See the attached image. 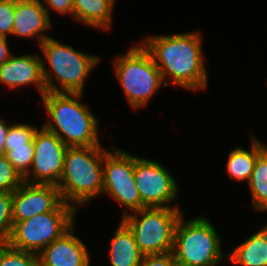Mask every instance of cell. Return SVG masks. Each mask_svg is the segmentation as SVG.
I'll list each match as a JSON object with an SVG mask.
<instances>
[{"instance_id":"cell-13","label":"cell","mask_w":267,"mask_h":266,"mask_svg":"<svg viewBox=\"0 0 267 266\" xmlns=\"http://www.w3.org/2000/svg\"><path fill=\"white\" fill-rule=\"evenodd\" d=\"M42 61L41 54L37 52L19 56L13 54L0 65V84L13 90L33 85L42 97L46 93Z\"/></svg>"},{"instance_id":"cell-2","label":"cell","mask_w":267,"mask_h":266,"mask_svg":"<svg viewBox=\"0 0 267 266\" xmlns=\"http://www.w3.org/2000/svg\"><path fill=\"white\" fill-rule=\"evenodd\" d=\"M83 93L46 92L41 103L49 118L43 127L56 134L68 147L100 146L99 121Z\"/></svg>"},{"instance_id":"cell-10","label":"cell","mask_w":267,"mask_h":266,"mask_svg":"<svg viewBox=\"0 0 267 266\" xmlns=\"http://www.w3.org/2000/svg\"><path fill=\"white\" fill-rule=\"evenodd\" d=\"M163 165L156 159L135 155L134 180L141 202L146 208H181L177 203L171 206L180 191L173 174Z\"/></svg>"},{"instance_id":"cell-30","label":"cell","mask_w":267,"mask_h":266,"mask_svg":"<svg viewBox=\"0 0 267 266\" xmlns=\"http://www.w3.org/2000/svg\"><path fill=\"white\" fill-rule=\"evenodd\" d=\"M9 126L10 122L8 123L5 118L0 116V155L3 154L4 151V142Z\"/></svg>"},{"instance_id":"cell-18","label":"cell","mask_w":267,"mask_h":266,"mask_svg":"<svg viewBox=\"0 0 267 266\" xmlns=\"http://www.w3.org/2000/svg\"><path fill=\"white\" fill-rule=\"evenodd\" d=\"M250 148L244 149L236 146L227 156L226 173L228 177L239 182H249L258 156L267 148V143L262 142L254 134H251Z\"/></svg>"},{"instance_id":"cell-19","label":"cell","mask_w":267,"mask_h":266,"mask_svg":"<svg viewBox=\"0 0 267 266\" xmlns=\"http://www.w3.org/2000/svg\"><path fill=\"white\" fill-rule=\"evenodd\" d=\"M229 251L227 263L240 266H267V223Z\"/></svg>"},{"instance_id":"cell-23","label":"cell","mask_w":267,"mask_h":266,"mask_svg":"<svg viewBox=\"0 0 267 266\" xmlns=\"http://www.w3.org/2000/svg\"><path fill=\"white\" fill-rule=\"evenodd\" d=\"M0 266H41L39 255L0 245Z\"/></svg>"},{"instance_id":"cell-6","label":"cell","mask_w":267,"mask_h":266,"mask_svg":"<svg viewBox=\"0 0 267 266\" xmlns=\"http://www.w3.org/2000/svg\"><path fill=\"white\" fill-rule=\"evenodd\" d=\"M113 58L115 78L134 111L149 105L161 85L166 87L161 72L140 42Z\"/></svg>"},{"instance_id":"cell-5","label":"cell","mask_w":267,"mask_h":266,"mask_svg":"<svg viewBox=\"0 0 267 266\" xmlns=\"http://www.w3.org/2000/svg\"><path fill=\"white\" fill-rule=\"evenodd\" d=\"M184 217L182 214L175 229L172 253L176 266H218L228 262L223 240L211 220L203 215L188 220Z\"/></svg>"},{"instance_id":"cell-14","label":"cell","mask_w":267,"mask_h":266,"mask_svg":"<svg viewBox=\"0 0 267 266\" xmlns=\"http://www.w3.org/2000/svg\"><path fill=\"white\" fill-rule=\"evenodd\" d=\"M14 25L12 36L22 39H34L37 45L47 38L53 28L52 20L41 0H15Z\"/></svg>"},{"instance_id":"cell-15","label":"cell","mask_w":267,"mask_h":266,"mask_svg":"<svg viewBox=\"0 0 267 266\" xmlns=\"http://www.w3.org/2000/svg\"><path fill=\"white\" fill-rule=\"evenodd\" d=\"M76 223L38 255L41 266H91L90 251L76 236Z\"/></svg>"},{"instance_id":"cell-12","label":"cell","mask_w":267,"mask_h":266,"mask_svg":"<svg viewBox=\"0 0 267 266\" xmlns=\"http://www.w3.org/2000/svg\"><path fill=\"white\" fill-rule=\"evenodd\" d=\"M62 201L56 185L31 184L24 181L12 192L13 221H22L35 215L51 212Z\"/></svg>"},{"instance_id":"cell-11","label":"cell","mask_w":267,"mask_h":266,"mask_svg":"<svg viewBox=\"0 0 267 266\" xmlns=\"http://www.w3.org/2000/svg\"><path fill=\"white\" fill-rule=\"evenodd\" d=\"M34 156L29 173L23 178L31 184L58 185L68 146L56 134L38 128L33 137Z\"/></svg>"},{"instance_id":"cell-8","label":"cell","mask_w":267,"mask_h":266,"mask_svg":"<svg viewBox=\"0 0 267 266\" xmlns=\"http://www.w3.org/2000/svg\"><path fill=\"white\" fill-rule=\"evenodd\" d=\"M181 208L155 207L133 211L120 219L132 231L143 255L164 254L173 250L175 229Z\"/></svg>"},{"instance_id":"cell-20","label":"cell","mask_w":267,"mask_h":266,"mask_svg":"<svg viewBox=\"0 0 267 266\" xmlns=\"http://www.w3.org/2000/svg\"><path fill=\"white\" fill-rule=\"evenodd\" d=\"M247 184L252 209L257 212H267V148L258 156Z\"/></svg>"},{"instance_id":"cell-24","label":"cell","mask_w":267,"mask_h":266,"mask_svg":"<svg viewBox=\"0 0 267 266\" xmlns=\"http://www.w3.org/2000/svg\"><path fill=\"white\" fill-rule=\"evenodd\" d=\"M12 227V192H0V245L7 244Z\"/></svg>"},{"instance_id":"cell-1","label":"cell","mask_w":267,"mask_h":266,"mask_svg":"<svg viewBox=\"0 0 267 266\" xmlns=\"http://www.w3.org/2000/svg\"><path fill=\"white\" fill-rule=\"evenodd\" d=\"M203 39V34L194 30L170 35H148L140 43L161 72L166 88L171 84L189 92H198L209 85Z\"/></svg>"},{"instance_id":"cell-29","label":"cell","mask_w":267,"mask_h":266,"mask_svg":"<svg viewBox=\"0 0 267 266\" xmlns=\"http://www.w3.org/2000/svg\"><path fill=\"white\" fill-rule=\"evenodd\" d=\"M8 44V38L0 36V65L13 55L12 51L9 50Z\"/></svg>"},{"instance_id":"cell-21","label":"cell","mask_w":267,"mask_h":266,"mask_svg":"<svg viewBox=\"0 0 267 266\" xmlns=\"http://www.w3.org/2000/svg\"><path fill=\"white\" fill-rule=\"evenodd\" d=\"M39 126H34L28 123H14L10 122L7 130L4 151H11V147L26 146L34 137L35 132Z\"/></svg>"},{"instance_id":"cell-26","label":"cell","mask_w":267,"mask_h":266,"mask_svg":"<svg viewBox=\"0 0 267 266\" xmlns=\"http://www.w3.org/2000/svg\"><path fill=\"white\" fill-rule=\"evenodd\" d=\"M14 11L15 0H0V36L12 37Z\"/></svg>"},{"instance_id":"cell-4","label":"cell","mask_w":267,"mask_h":266,"mask_svg":"<svg viewBox=\"0 0 267 266\" xmlns=\"http://www.w3.org/2000/svg\"><path fill=\"white\" fill-rule=\"evenodd\" d=\"M68 147L63 173L57 185L64 203L77 211L102 196L105 146ZM82 206V207H81Z\"/></svg>"},{"instance_id":"cell-9","label":"cell","mask_w":267,"mask_h":266,"mask_svg":"<svg viewBox=\"0 0 267 266\" xmlns=\"http://www.w3.org/2000/svg\"><path fill=\"white\" fill-rule=\"evenodd\" d=\"M134 168L135 155L121 148L112 146L104 155L102 195L111 196L124 207L121 217L146 208L136 187Z\"/></svg>"},{"instance_id":"cell-3","label":"cell","mask_w":267,"mask_h":266,"mask_svg":"<svg viewBox=\"0 0 267 266\" xmlns=\"http://www.w3.org/2000/svg\"><path fill=\"white\" fill-rule=\"evenodd\" d=\"M39 49L45 60L42 74L46 92L84 94L87 78L102 60L98 55L76 50L53 37L45 39Z\"/></svg>"},{"instance_id":"cell-25","label":"cell","mask_w":267,"mask_h":266,"mask_svg":"<svg viewBox=\"0 0 267 266\" xmlns=\"http://www.w3.org/2000/svg\"><path fill=\"white\" fill-rule=\"evenodd\" d=\"M24 182L9 160L0 155V192H13Z\"/></svg>"},{"instance_id":"cell-28","label":"cell","mask_w":267,"mask_h":266,"mask_svg":"<svg viewBox=\"0 0 267 266\" xmlns=\"http://www.w3.org/2000/svg\"><path fill=\"white\" fill-rule=\"evenodd\" d=\"M140 266H176L171 252L164 254L144 255Z\"/></svg>"},{"instance_id":"cell-7","label":"cell","mask_w":267,"mask_h":266,"mask_svg":"<svg viewBox=\"0 0 267 266\" xmlns=\"http://www.w3.org/2000/svg\"><path fill=\"white\" fill-rule=\"evenodd\" d=\"M76 213L72 205L62 201L51 212L13 221L7 244L17 250L39 254L77 223Z\"/></svg>"},{"instance_id":"cell-22","label":"cell","mask_w":267,"mask_h":266,"mask_svg":"<svg viewBox=\"0 0 267 266\" xmlns=\"http://www.w3.org/2000/svg\"><path fill=\"white\" fill-rule=\"evenodd\" d=\"M15 170L24 178L31 169L34 156L33 139L26 146L11 147V151H3Z\"/></svg>"},{"instance_id":"cell-16","label":"cell","mask_w":267,"mask_h":266,"mask_svg":"<svg viewBox=\"0 0 267 266\" xmlns=\"http://www.w3.org/2000/svg\"><path fill=\"white\" fill-rule=\"evenodd\" d=\"M107 251L111 266H140L143 254L140 252L130 228L120 219Z\"/></svg>"},{"instance_id":"cell-27","label":"cell","mask_w":267,"mask_h":266,"mask_svg":"<svg viewBox=\"0 0 267 266\" xmlns=\"http://www.w3.org/2000/svg\"><path fill=\"white\" fill-rule=\"evenodd\" d=\"M41 2L49 18L51 17L50 11H54L59 15H70L74 19L73 0H41Z\"/></svg>"},{"instance_id":"cell-17","label":"cell","mask_w":267,"mask_h":266,"mask_svg":"<svg viewBox=\"0 0 267 266\" xmlns=\"http://www.w3.org/2000/svg\"><path fill=\"white\" fill-rule=\"evenodd\" d=\"M117 0H73L74 21L92 29L110 31Z\"/></svg>"}]
</instances>
